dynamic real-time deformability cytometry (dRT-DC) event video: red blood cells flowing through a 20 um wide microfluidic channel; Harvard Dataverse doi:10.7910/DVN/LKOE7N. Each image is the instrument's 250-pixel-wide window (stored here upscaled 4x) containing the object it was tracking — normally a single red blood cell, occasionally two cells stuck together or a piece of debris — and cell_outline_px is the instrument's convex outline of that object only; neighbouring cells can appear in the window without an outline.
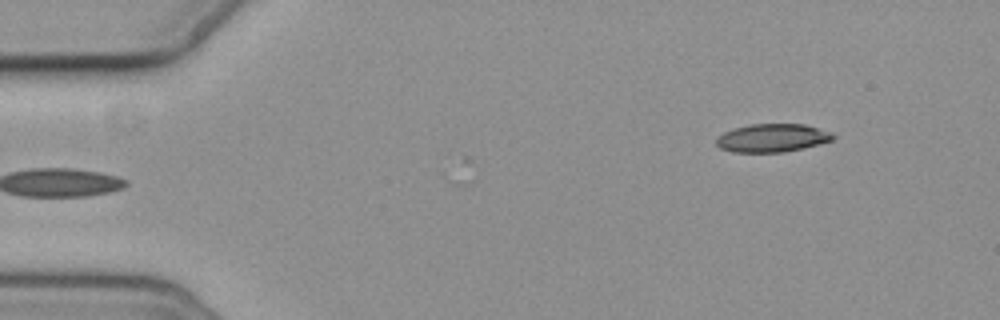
{"species": "common noctule bat (a hibernating species)", "species_latin": "Nyctalus noctula", "temperature_condition": "cold", "stored_images_in_passage": 4, "segment_of_instrument_passage": [2, 2], "camera_frame_rate_fps": 3000, "um_per_image_px": 0.085, "animal": {"sex": "female", "body_mass_g": 19.3, "forearm_length_mm": 54.1}, "frame": {"image": 1, "passage_image": 4, "time_ms": 3.667, "image_size_px": [1000, 320], "cell_outline_px": [[836, 136], [832, 140], [820, 144], [804, 148], [784, 152], [732, 152], [720, 148], [716, 144], [716, 136], [732, 128], [748, 124], [804, 124], [828, 132]], "centroid_in_image_um": [65.59, 11.73], "position_along_channel_um": 19.4, "area_um2": 19.25}}